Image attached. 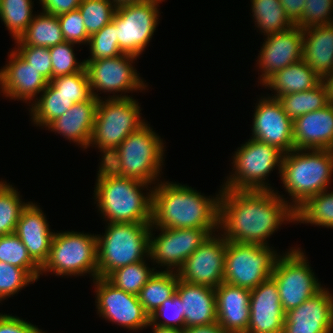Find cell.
Returning a JSON list of instances; mask_svg holds the SVG:
<instances>
[{
    "label": "cell",
    "instance_id": "obj_33",
    "mask_svg": "<svg viewBox=\"0 0 333 333\" xmlns=\"http://www.w3.org/2000/svg\"><path fill=\"white\" fill-rule=\"evenodd\" d=\"M275 99L278 100L283 111L293 121L306 113L322 109L330 103L325 85L322 82L311 90L291 93Z\"/></svg>",
    "mask_w": 333,
    "mask_h": 333
},
{
    "label": "cell",
    "instance_id": "obj_22",
    "mask_svg": "<svg viewBox=\"0 0 333 333\" xmlns=\"http://www.w3.org/2000/svg\"><path fill=\"white\" fill-rule=\"evenodd\" d=\"M42 211L39 205L29 202L22 210L15 230L29 256L40 268L48 259L55 233L49 229L50 225Z\"/></svg>",
    "mask_w": 333,
    "mask_h": 333
},
{
    "label": "cell",
    "instance_id": "obj_49",
    "mask_svg": "<svg viewBox=\"0 0 333 333\" xmlns=\"http://www.w3.org/2000/svg\"><path fill=\"white\" fill-rule=\"evenodd\" d=\"M81 0H39L42 11L53 15H60L78 9Z\"/></svg>",
    "mask_w": 333,
    "mask_h": 333
},
{
    "label": "cell",
    "instance_id": "obj_25",
    "mask_svg": "<svg viewBox=\"0 0 333 333\" xmlns=\"http://www.w3.org/2000/svg\"><path fill=\"white\" fill-rule=\"evenodd\" d=\"M99 100L92 98L74 104L67 112L52 121L48 130L58 133L70 142L76 143L82 149H87L90 143L93 125L96 119Z\"/></svg>",
    "mask_w": 333,
    "mask_h": 333
},
{
    "label": "cell",
    "instance_id": "obj_40",
    "mask_svg": "<svg viewBox=\"0 0 333 333\" xmlns=\"http://www.w3.org/2000/svg\"><path fill=\"white\" fill-rule=\"evenodd\" d=\"M90 54L86 60L94 61L97 59L114 58L124 54L118 44V38L116 34V24L111 21L106 24L101 30L92 34L88 40Z\"/></svg>",
    "mask_w": 333,
    "mask_h": 333
},
{
    "label": "cell",
    "instance_id": "obj_15",
    "mask_svg": "<svg viewBox=\"0 0 333 333\" xmlns=\"http://www.w3.org/2000/svg\"><path fill=\"white\" fill-rule=\"evenodd\" d=\"M99 317L114 322L128 330H143L150 323V316L145 312L136 295L115 287L106 278L93 280Z\"/></svg>",
    "mask_w": 333,
    "mask_h": 333
},
{
    "label": "cell",
    "instance_id": "obj_35",
    "mask_svg": "<svg viewBox=\"0 0 333 333\" xmlns=\"http://www.w3.org/2000/svg\"><path fill=\"white\" fill-rule=\"evenodd\" d=\"M32 0H0V20L14 40L27 30L34 18Z\"/></svg>",
    "mask_w": 333,
    "mask_h": 333
},
{
    "label": "cell",
    "instance_id": "obj_27",
    "mask_svg": "<svg viewBox=\"0 0 333 333\" xmlns=\"http://www.w3.org/2000/svg\"><path fill=\"white\" fill-rule=\"evenodd\" d=\"M302 59L321 79L333 71V23L303 29Z\"/></svg>",
    "mask_w": 333,
    "mask_h": 333
},
{
    "label": "cell",
    "instance_id": "obj_32",
    "mask_svg": "<svg viewBox=\"0 0 333 333\" xmlns=\"http://www.w3.org/2000/svg\"><path fill=\"white\" fill-rule=\"evenodd\" d=\"M251 9L254 24L264 36L284 32L295 26L279 0H251Z\"/></svg>",
    "mask_w": 333,
    "mask_h": 333
},
{
    "label": "cell",
    "instance_id": "obj_53",
    "mask_svg": "<svg viewBox=\"0 0 333 333\" xmlns=\"http://www.w3.org/2000/svg\"><path fill=\"white\" fill-rule=\"evenodd\" d=\"M149 327L151 326L153 329V333H183V329H176V328H168V327H161L152 325L149 323Z\"/></svg>",
    "mask_w": 333,
    "mask_h": 333
},
{
    "label": "cell",
    "instance_id": "obj_45",
    "mask_svg": "<svg viewBox=\"0 0 333 333\" xmlns=\"http://www.w3.org/2000/svg\"><path fill=\"white\" fill-rule=\"evenodd\" d=\"M150 323L161 327L184 329L185 317L180 297L175 293L163 302L157 311L150 316Z\"/></svg>",
    "mask_w": 333,
    "mask_h": 333
},
{
    "label": "cell",
    "instance_id": "obj_1",
    "mask_svg": "<svg viewBox=\"0 0 333 333\" xmlns=\"http://www.w3.org/2000/svg\"><path fill=\"white\" fill-rule=\"evenodd\" d=\"M220 189L219 231L227 241L269 246L282 224L296 221L290 200L276 190Z\"/></svg>",
    "mask_w": 333,
    "mask_h": 333
},
{
    "label": "cell",
    "instance_id": "obj_34",
    "mask_svg": "<svg viewBox=\"0 0 333 333\" xmlns=\"http://www.w3.org/2000/svg\"><path fill=\"white\" fill-rule=\"evenodd\" d=\"M295 223L333 228V191H322L310 197L295 211Z\"/></svg>",
    "mask_w": 333,
    "mask_h": 333
},
{
    "label": "cell",
    "instance_id": "obj_41",
    "mask_svg": "<svg viewBox=\"0 0 333 333\" xmlns=\"http://www.w3.org/2000/svg\"><path fill=\"white\" fill-rule=\"evenodd\" d=\"M50 83L74 104L93 98L85 68L81 72L54 78Z\"/></svg>",
    "mask_w": 333,
    "mask_h": 333
},
{
    "label": "cell",
    "instance_id": "obj_28",
    "mask_svg": "<svg viewBox=\"0 0 333 333\" xmlns=\"http://www.w3.org/2000/svg\"><path fill=\"white\" fill-rule=\"evenodd\" d=\"M322 82L319 77L302 59L271 75L263 84L275 94L269 96L276 98L283 95L303 92L313 89Z\"/></svg>",
    "mask_w": 333,
    "mask_h": 333
},
{
    "label": "cell",
    "instance_id": "obj_51",
    "mask_svg": "<svg viewBox=\"0 0 333 333\" xmlns=\"http://www.w3.org/2000/svg\"><path fill=\"white\" fill-rule=\"evenodd\" d=\"M183 333H226L216 322L204 326L185 327Z\"/></svg>",
    "mask_w": 333,
    "mask_h": 333
},
{
    "label": "cell",
    "instance_id": "obj_46",
    "mask_svg": "<svg viewBox=\"0 0 333 333\" xmlns=\"http://www.w3.org/2000/svg\"><path fill=\"white\" fill-rule=\"evenodd\" d=\"M333 0H306L302 17L295 23L301 29L333 23Z\"/></svg>",
    "mask_w": 333,
    "mask_h": 333
},
{
    "label": "cell",
    "instance_id": "obj_36",
    "mask_svg": "<svg viewBox=\"0 0 333 333\" xmlns=\"http://www.w3.org/2000/svg\"><path fill=\"white\" fill-rule=\"evenodd\" d=\"M147 264L146 260H143L120 267L111 272L106 279L124 292L138 296L141 288L157 271V269L150 268Z\"/></svg>",
    "mask_w": 333,
    "mask_h": 333
},
{
    "label": "cell",
    "instance_id": "obj_7",
    "mask_svg": "<svg viewBox=\"0 0 333 333\" xmlns=\"http://www.w3.org/2000/svg\"><path fill=\"white\" fill-rule=\"evenodd\" d=\"M101 98L98 103L96 119L90 139V146L97 147L101 163L133 132L145 122L141 119V109L133 97Z\"/></svg>",
    "mask_w": 333,
    "mask_h": 333
},
{
    "label": "cell",
    "instance_id": "obj_2",
    "mask_svg": "<svg viewBox=\"0 0 333 333\" xmlns=\"http://www.w3.org/2000/svg\"><path fill=\"white\" fill-rule=\"evenodd\" d=\"M220 192L207 197L186 184L161 180L152 190L151 226L205 228L217 233Z\"/></svg>",
    "mask_w": 333,
    "mask_h": 333
},
{
    "label": "cell",
    "instance_id": "obj_17",
    "mask_svg": "<svg viewBox=\"0 0 333 333\" xmlns=\"http://www.w3.org/2000/svg\"><path fill=\"white\" fill-rule=\"evenodd\" d=\"M256 103L253 115V139L277 147L283 153L295 149L293 120L283 111L275 98L262 96Z\"/></svg>",
    "mask_w": 333,
    "mask_h": 333
},
{
    "label": "cell",
    "instance_id": "obj_5",
    "mask_svg": "<svg viewBox=\"0 0 333 333\" xmlns=\"http://www.w3.org/2000/svg\"><path fill=\"white\" fill-rule=\"evenodd\" d=\"M332 176L333 150L294 149L283 154L280 179L294 211L310 197L330 189Z\"/></svg>",
    "mask_w": 333,
    "mask_h": 333
},
{
    "label": "cell",
    "instance_id": "obj_13",
    "mask_svg": "<svg viewBox=\"0 0 333 333\" xmlns=\"http://www.w3.org/2000/svg\"><path fill=\"white\" fill-rule=\"evenodd\" d=\"M161 2L146 0L116 7L112 21L123 53L139 57L145 51L159 23Z\"/></svg>",
    "mask_w": 333,
    "mask_h": 333
},
{
    "label": "cell",
    "instance_id": "obj_31",
    "mask_svg": "<svg viewBox=\"0 0 333 333\" xmlns=\"http://www.w3.org/2000/svg\"><path fill=\"white\" fill-rule=\"evenodd\" d=\"M19 39L25 45L46 48L65 42L58 17L44 11L35 14Z\"/></svg>",
    "mask_w": 333,
    "mask_h": 333
},
{
    "label": "cell",
    "instance_id": "obj_26",
    "mask_svg": "<svg viewBox=\"0 0 333 333\" xmlns=\"http://www.w3.org/2000/svg\"><path fill=\"white\" fill-rule=\"evenodd\" d=\"M175 293L182 302L185 327L204 326L217 322L215 288L190 284L179 279Z\"/></svg>",
    "mask_w": 333,
    "mask_h": 333
},
{
    "label": "cell",
    "instance_id": "obj_48",
    "mask_svg": "<svg viewBox=\"0 0 333 333\" xmlns=\"http://www.w3.org/2000/svg\"><path fill=\"white\" fill-rule=\"evenodd\" d=\"M0 333H46L36 325L17 316L0 313Z\"/></svg>",
    "mask_w": 333,
    "mask_h": 333
},
{
    "label": "cell",
    "instance_id": "obj_16",
    "mask_svg": "<svg viewBox=\"0 0 333 333\" xmlns=\"http://www.w3.org/2000/svg\"><path fill=\"white\" fill-rule=\"evenodd\" d=\"M226 249L227 240L220 231L218 235L210 234L178 270L179 279L190 284L218 287L224 282Z\"/></svg>",
    "mask_w": 333,
    "mask_h": 333
},
{
    "label": "cell",
    "instance_id": "obj_47",
    "mask_svg": "<svg viewBox=\"0 0 333 333\" xmlns=\"http://www.w3.org/2000/svg\"><path fill=\"white\" fill-rule=\"evenodd\" d=\"M65 42L87 45L90 36L86 32L79 9L57 16Z\"/></svg>",
    "mask_w": 333,
    "mask_h": 333
},
{
    "label": "cell",
    "instance_id": "obj_11",
    "mask_svg": "<svg viewBox=\"0 0 333 333\" xmlns=\"http://www.w3.org/2000/svg\"><path fill=\"white\" fill-rule=\"evenodd\" d=\"M279 255L272 246L227 241L224 282L252 290L271 277Z\"/></svg>",
    "mask_w": 333,
    "mask_h": 333
},
{
    "label": "cell",
    "instance_id": "obj_19",
    "mask_svg": "<svg viewBox=\"0 0 333 333\" xmlns=\"http://www.w3.org/2000/svg\"><path fill=\"white\" fill-rule=\"evenodd\" d=\"M282 333H333V293L324 287L298 307L285 312Z\"/></svg>",
    "mask_w": 333,
    "mask_h": 333
},
{
    "label": "cell",
    "instance_id": "obj_21",
    "mask_svg": "<svg viewBox=\"0 0 333 333\" xmlns=\"http://www.w3.org/2000/svg\"><path fill=\"white\" fill-rule=\"evenodd\" d=\"M250 295L247 333H282L285 311L276 282L270 277L250 290Z\"/></svg>",
    "mask_w": 333,
    "mask_h": 333
},
{
    "label": "cell",
    "instance_id": "obj_39",
    "mask_svg": "<svg viewBox=\"0 0 333 333\" xmlns=\"http://www.w3.org/2000/svg\"><path fill=\"white\" fill-rule=\"evenodd\" d=\"M78 9L91 36L112 21L116 6L110 0H81Z\"/></svg>",
    "mask_w": 333,
    "mask_h": 333
},
{
    "label": "cell",
    "instance_id": "obj_4",
    "mask_svg": "<svg viewBox=\"0 0 333 333\" xmlns=\"http://www.w3.org/2000/svg\"><path fill=\"white\" fill-rule=\"evenodd\" d=\"M164 144L163 139L146 123L131 133L102 164L115 175L155 186L161 181Z\"/></svg>",
    "mask_w": 333,
    "mask_h": 333
},
{
    "label": "cell",
    "instance_id": "obj_23",
    "mask_svg": "<svg viewBox=\"0 0 333 333\" xmlns=\"http://www.w3.org/2000/svg\"><path fill=\"white\" fill-rule=\"evenodd\" d=\"M250 290L222 282L215 288L217 323L226 333H247Z\"/></svg>",
    "mask_w": 333,
    "mask_h": 333
},
{
    "label": "cell",
    "instance_id": "obj_29",
    "mask_svg": "<svg viewBox=\"0 0 333 333\" xmlns=\"http://www.w3.org/2000/svg\"><path fill=\"white\" fill-rule=\"evenodd\" d=\"M178 281L177 272L158 270L141 288L138 294L139 302L149 316L175 294Z\"/></svg>",
    "mask_w": 333,
    "mask_h": 333
},
{
    "label": "cell",
    "instance_id": "obj_3",
    "mask_svg": "<svg viewBox=\"0 0 333 333\" xmlns=\"http://www.w3.org/2000/svg\"><path fill=\"white\" fill-rule=\"evenodd\" d=\"M97 172L93 199L96 201L94 203L97 204L103 221L106 223H151L153 190L151 184L115 175L102 163ZM145 188L149 192H143Z\"/></svg>",
    "mask_w": 333,
    "mask_h": 333
},
{
    "label": "cell",
    "instance_id": "obj_42",
    "mask_svg": "<svg viewBox=\"0 0 333 333\" xmlns=\"http://www.w3.org/2000/svg\"><path fill=\"white\" fill-rule=\"evenodd\" d=\"M74 46L75 43L63 42L49 47L52 59V79L81 72L85 68L84 61H77Z\"/></svg>",
    "mask_w": 333,
    "mask_h": 333
},
{
    "label": "cell",
    "instance_id": "obj_8",
    "mask_svg": "<svg viewBox=\"0 0 333 333\" xmlns=\"http://www.w3.org/2000/svg\"><path fill=\"white\" fill-rule=\"evenodd\" d=\"M283 152L277 147L257 141L253 138L235 151L232 156L233 171L226 177L227 181L221 186L223 189L231 190H255V191H274L268 183L271 171L279 170ZM275 168V169H274Z\"/></svg>",
    "mask_w": 333,
    "mask_h": 333
},
{
    "label": "cell",
    "instance_id": "obj_9",
    "mask_svg": "<svg viewBox=\"0 0 333 333\" xmlns=\"http://www.w3.org/2000/svg\"><path fill=\"white\" fill-rule=\"evenodd\" d=\"M48 272L61 277L89 274L93 280L97 278V235L75 231L54 233L40 275Z\"/></svg>",
    "mask_w": 333,
    "mask_h": 333
},
{
    "label": "cell",
    "instance_id": "obj_50",
    "mask_svg": "<svg viewBox=\"0 0 333 333\" xmlns=\"http://www.w3.org/2000/svg\"><path fill=\"white\" fill-rule=\"evenodd\" d=\"M285 13L295 24L303 15L306 0H279Z\"/></svg>",
    "mask_w": 333,
    "mask_h": 333
},
{
    "label": "cell",
    "instance_id": "obj_44",
    "mask_svg": "<svg viewBox=\"0 0 333 333\" xmlns=\"http://www.w3.org/2000/svg\"><path fill=\"white\" fill-rule=\"evenodd\" d=\"M14 41L16 44L14 50L50 82L52 80V59L49 48L25 45L19 38Z\"/></svg>",
    "mask_w": 333,
    "mask_h": 333
},
{
    "label": "cell",
    "instance_id": "obj_43",
    "mask_svg": "<svg viewBox=\"0 0 333 333\" xmlns=\"http://www.w3.org/2000/svg\"><path fill=\"white\" fill-rule=\"evenodd\" d=\"M36 281L26 269L0 261V303Z\"/></svg>",
    "mask_w": 333,
    "mask_h": 333
},
{
    "label": "cell",
    "instance_id": "obj_38",
    "mask_svg": "<svg viewBox=\"0 0 333 333\" xmlns=\"http://www.w3.org/2000/svg\"><path fill=\"white\" fill-rule=\"evenodd\" d=\"M0 261L26 269L36 280L40 278V267L15 233L0 236Z\"/></svg>",
    "mask_w": 333,
    "mask_h": 333
},
{
    "label": "cell",
    "instance_id": "obj_37",
    "mask_svg": "<svg viewBox=\"0 0 333 333\" xmlns=\"http://www.w3.org/2000/svg\"><path fill=\"white\" fill-rule=\"evenodd\" d=\"M18 189L6 181H0V236L15 233L22 210L27 206Z\"/></svg>",
    "mask_w": 333,
    "mask_h": 333
},
{
    "label": "cell",
    "instance_id": "obj_30",
    "mask_svg": "<svg viewBox=\"0 0 333 333\" xmlns=\"http://www.w3.org/2000/svg\"><path fill=\"white\" fill-rule=\"evenodd\" d=\"M39 98V99H38ZM74 105L68 97L58 92V90L48 82L44 91L32 102L29 115L32 116L33 124L42 128L47 127L52 121L60 117Z\"/></svg>",
    "mask_w": 333,
    "mask_h": 333
},
{
    "label": "cell",
    "instance_id": "obj_24",
    "mask_svg": "<svg viewBox=\"0 0 333 333\" xmlns=\"http://www.w3.org/2000/svg\"><path fill=\"white\" fill-rule=\"evenodd\" d=\"M295 149L333 150V104L293 121Z\"/></svg>",
    "mask_w": 333,
    "mask_h": 333
},
{
    "label": "cell",
    "instance_id": "obj_12",
    "mask_svg": "<svg viewBox=\"0 0 333 333\" xmlns=\"http://www.w3.org/2000/svg\"><path fill=\"white\" fill-rule=\"evenodd\" d=\"M137 58L139 57L124 53L114 58L84 61L93 97L100 100L98 92H110L109 95L112 93L113 96L108 98H127L131 96L126 93L145 90L148 84L144 83L146 81H143L133 67ZM117 92L121 94H115Z\"/></svg>",
    "mask_w": 333,
    "mask_h": 333
},
{
    "label": "cell",
    "instance_id": "obj_18",
    "mask_svg": "<svg viewBox=\"0 0 333 333\" xmlns=\"http://www.w3.org/2000/svg\"><path fill=\"white\" fill-rule=\"evenodd\" d=\"M265 37L257 57L261 85L275 72L297 63L303 57V29L300 27L295 25Z\"/></svg>",
    "mask_w": 333,
    "mask_h": 333
},
{
    "label": "cell",
    "instance_id": "obj_10",
    "mask_svg": "<svg viewBox=\"0 0 333 333\" xmlns=\"http://www.w3.org/2000/svg\"><path fill=\"white\" fill-rule=\"evenodd\" d=\"M304 253L302 248L291 247L278 256L273 268L271 278L277 284L285 312L298 307L324 288Z\"/></svg>",
    "mask_w": 333,
    "mask_h": 333
},
{
    "label": "cell",
    "instance_id": "obj_20",
    "mask_svg": "<svg viewBox=\"0 0 333 333\" xmlns=\"http://www.w3.org/2000/svg\"><path fill=\"white\" fill-rule=\"evenodd\" d=\"M9 61L0 69V92L14 101L29 104L46 88L48 81L30 66L14 48L9 52ZM34 99V100H33Z\"/></svg>",
    "mask_w": 333,
    "mask_h": 333
},
{
    "label": "cell",
    "instance_id": "obj_6",
    "mask_svg": "<svg viewBox=\"0 0 333 333\" xmlns=\"http://www.w3.org/2000/svg\"><path fill=\"white\" fill-rule=\"evenodd\" d=\"M97 234L98 277L148 258L151 223H107Z\"/></svg>",
    "mask_w": 333,
    "mask_h": 333
},
{
    "label": "cell",
    "instance_id": "obj_14",
    "mask_svg": "<svg viewBox=\"0 0 333 333\" xmlns=\"http://www.w3.org/2000/svg\"><path fill=\"white\" fill-rule=\"evenodd\" d=\"M149 258L165 271L178 270L185 260L207 239L210 233L205 228H156L150 227ZM160 231L154 236L153 230ZM154 234V235H153Z\"/></svg>",
    "mask_w": 333,
    "mask_h": 333
},
{
    "label": "cell",
    "instance_id": "obj_52",
    "mask_svg": "<svg viewBox=\"0 0 333 333\" xmlns=\"http://www.w3.org/2000/svg\"><path fill=\"white\" fill-rule=\"evenodd\" d=\"M322 83L327 91V98L333 104V71L322 78Z\"/></svg>",
    "mask_w": 333,
    "mask_h": 333
},
{
    "label": "cell",
    "instance_id": "obj_54",
    "mask_svg": "<svg viewBox=\"0 0 333 333\" xmlns=\"http://www.w3.org/2000/svg\"><path fill=\"white\" fill-rule=\"evenodd\" d=\"M116 7L123 6V5H128V4H133V3H138V2H143L146 0H110Z\"/></svg>",
    "mask_w": 333,
    "mask_h": 333
}]
</instances>
